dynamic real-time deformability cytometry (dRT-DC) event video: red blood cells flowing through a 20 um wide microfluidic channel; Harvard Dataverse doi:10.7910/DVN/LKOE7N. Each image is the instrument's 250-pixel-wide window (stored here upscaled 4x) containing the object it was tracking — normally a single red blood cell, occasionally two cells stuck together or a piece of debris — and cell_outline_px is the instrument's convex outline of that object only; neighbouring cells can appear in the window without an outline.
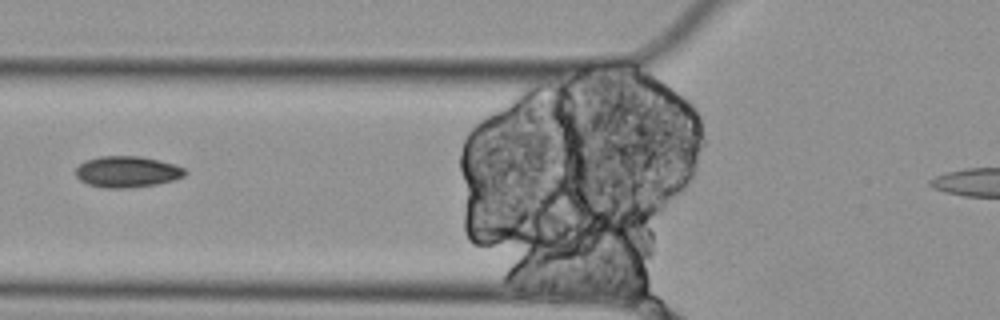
{"species": "Egyptian fruit bat (a non-hibernating species)", "species_latin": "Rousettus aegyptiacus", "temperature_condition": "cold", "stored_images_in_passage": 5, "camera_frame_rate_fps": 3000, "um_per_image_px": 0.085, "animal": {"sex": "female"}, "frame": {"image": 1, "passage_image": 2, "time_ms": 0.333, "image_size_px": [1000, 320], "cell_outline_px": [[188, 172], [184, 176], [172, 180], [156, 184], [128, 188], [104, 188], [88, 184], [80, 180], [76, 176], [76, 168], [84, 160], [100, 156], [140, 156], [160, 160], [184, 168]], "centroid_in_image_um": [10.79, 14.59], "position_along_channel_um": 115.0, "area_um2": 19.88}}
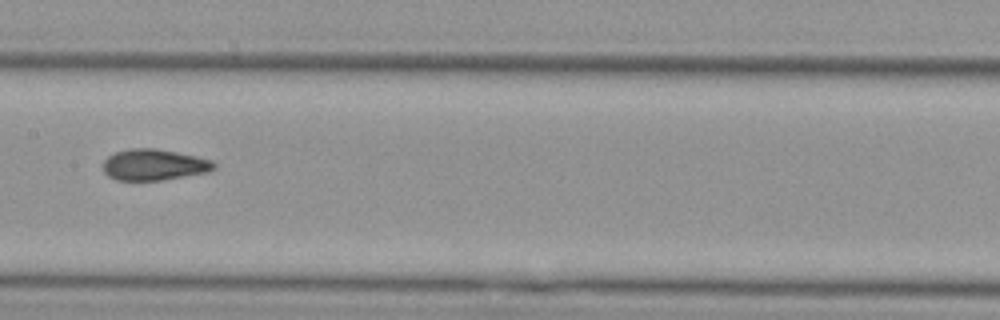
{"frame": {"image": 2, "passage_image": 4, "time_ms": 1.0, "image_size_px": [1000, 320], "cell_outline_px": [[216, 168], [208, 172], [160, 180], [116, 180], [108, 176], [104, 172], [104, 160], [108, 156], [116, 152], [128, 148], [156, 148], [196, 156], [212, 160], [216, 164]], "centroid_in_image_um": [13.09, 14.0], "position_along_channel_um": 194.3, "area_um2": 20.11}}
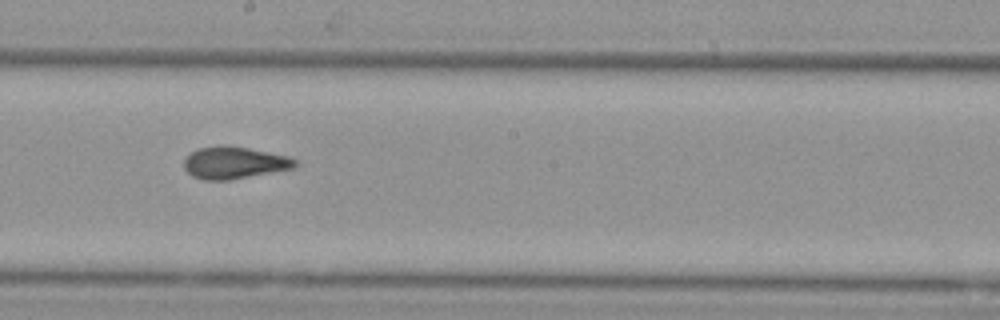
{"frame": {"image": 3, "passage_image": 5, "time_ms": 1.333, "image_size_px": [1000, 320], "cell_outline_px": [[300, 164], [296, 168], [228, 180], [204, 180], [192, 176], [184, 168], [184, 160], [192, 152], [200, 148], [248, 148], [288, 156], [296, 160]], "centroid_in_image_um": [19.98, 13.88], "position_along_channel_um": 228.2, "area_um2": 20.11}}